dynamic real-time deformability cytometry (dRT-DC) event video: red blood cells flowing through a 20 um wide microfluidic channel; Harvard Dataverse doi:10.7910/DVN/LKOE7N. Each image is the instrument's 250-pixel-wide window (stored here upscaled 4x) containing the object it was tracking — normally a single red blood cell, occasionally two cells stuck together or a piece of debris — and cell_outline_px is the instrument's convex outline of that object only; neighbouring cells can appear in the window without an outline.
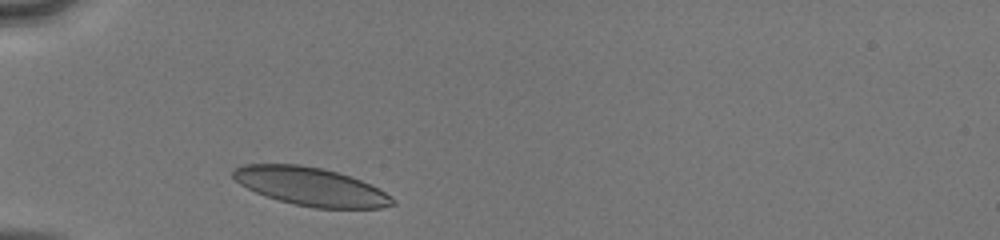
{"species": "human", "species_latin": "Homo sapiens", "temperature_condition": "cold", "stored_images_in_passage": 28, "camera_frame_rate_fps": 3000, "um_per_image_px": 0.085, "donor": {"sex": "male"}, "frame": {"image": 1, "passage_image": 2, "time_ms": 0.333, "image_size_px": [1000, 240], "cell_outline_px": [[396, 204], [380, 208], [316, 208], [296, 204], [280, 200], [256, 192], [240, 184], [232, 176], [232, 168], [244, 164], [300, 164], [320, 168], [352, 176], [372, 184], [392, 196], [396, 200]], "centroid_in_image_um": [26.45, 15.85], "position_along_channel_um": 58.5, "area_um2": 35.55}}
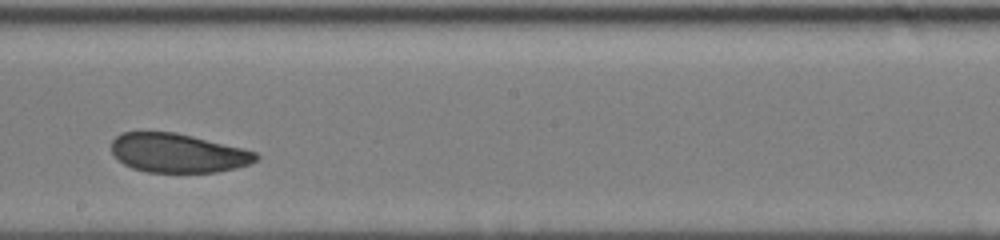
{"frame": {"image": 2, "passage_image": 16, "time_ms": 5.0, "image_size_px": [1000, 240], "cell_outline_px": [[260, 156], [256, 160], [248, 164], [236, 168], [216, 172], [148, 172], [132, 168], [124, 164], [112, 152], [112, 140], [120, 132], [176, 132], [244, 148], [256, 152]], "centroid_in_image_um": [15.13, 13.0], "position_along_channel_um": 233.1, "area_um2": 32.83}}
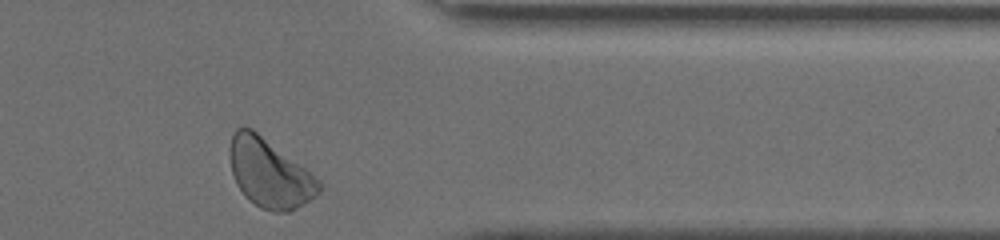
{"frame": {"image": 3, "passage_image": 28, "time_ms": 9.0, "image_size_px": [1000, 240], "cell_outline_px": [[324, 188], [316, 196], [304, 204], [288, 212], [272, 212], [260, 208], [248, 200], [244, 196], [236, 184], [232, 172], [228, 152], [232, 132], [236, 128], [252, 128], [320, 180], [324, 184]], "centroid_in_image_um": [22.9, 14.75], "position_along_channel_um": 388.5, "area_um2": 35.84}, "authors_computed_cell_mechanics": {"area_um2": 33.8997, "velocity_mm_per_s": 4.0577, "shape_relaxation_time_tau1_ms": 2.8033, "shape_relaxation_time_tau2_ms": 1.7539, "deformation_change_tau1": 0.0805, "deformation_change_tau2": 0.0699}}